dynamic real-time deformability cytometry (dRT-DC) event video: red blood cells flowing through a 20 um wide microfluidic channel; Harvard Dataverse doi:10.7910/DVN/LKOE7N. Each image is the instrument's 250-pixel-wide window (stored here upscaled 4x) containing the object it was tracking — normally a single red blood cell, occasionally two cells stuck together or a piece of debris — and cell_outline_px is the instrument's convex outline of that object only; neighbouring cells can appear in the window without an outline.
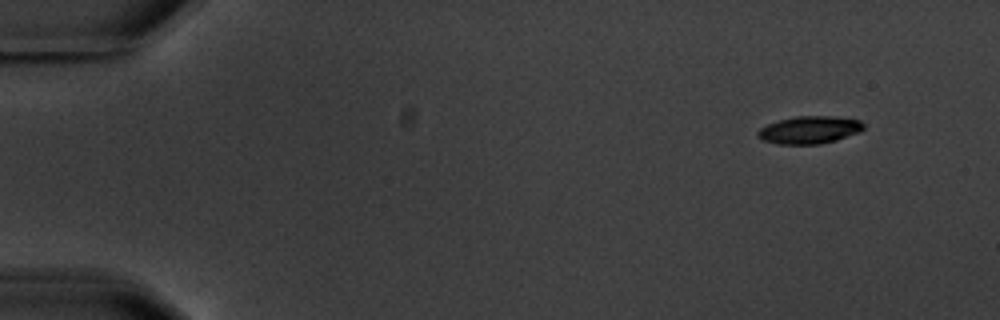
{"species": "common noctule bat (a hibernating species)", "species_latin": "Nyctalus noctula", "temperature_condition": "warm", "stored_images_in_passage": 6, "camera_frame_rate_fps": 3000, "um_per_image_px": 0.085, "animal": {"sex": "male", "body_mass_g": 20.1, "forearm_length_mm": 53.5}, "frame": {"image": 1, "passage_image": 1, "time_ms": 0.0, "image_size_px": [1000, 320], "cell_outline_px": [[864, 128], [860, 132], [836, 140], [820, 144], [776, 144], [764, 140], [756, 136], [756, 132], [760, 128], [768, 124], [780, 120], [796, 116], [832, 116], [860, 120], [864, 124]], "centroid_in_image_um": [68.8, 11.04], "position_along_channel_um": 16.2, "area_um2": 16.99}}
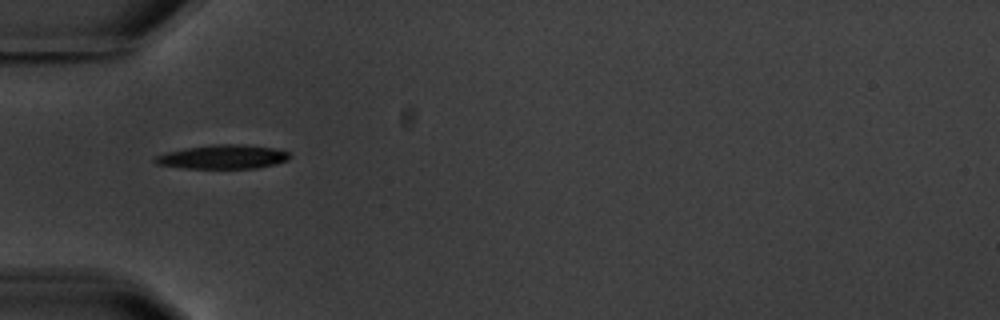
{"frame": {"image": 2, "passage_image": 5, "time_ms": 4.667, "image_size_px": [1000, 320], "cell_outline_px": [[288, 160], [256, 168], [184, 168], [156, 164], [152, 160], [156, 156], [168, 152], [184, 148], [212, 144], [240, 144], [276, 148], [288, 152]], "centroid_in_image_um": [18.9, 13.32], "position_along_channel_um": 66.1, "area_um2": 18.67}}